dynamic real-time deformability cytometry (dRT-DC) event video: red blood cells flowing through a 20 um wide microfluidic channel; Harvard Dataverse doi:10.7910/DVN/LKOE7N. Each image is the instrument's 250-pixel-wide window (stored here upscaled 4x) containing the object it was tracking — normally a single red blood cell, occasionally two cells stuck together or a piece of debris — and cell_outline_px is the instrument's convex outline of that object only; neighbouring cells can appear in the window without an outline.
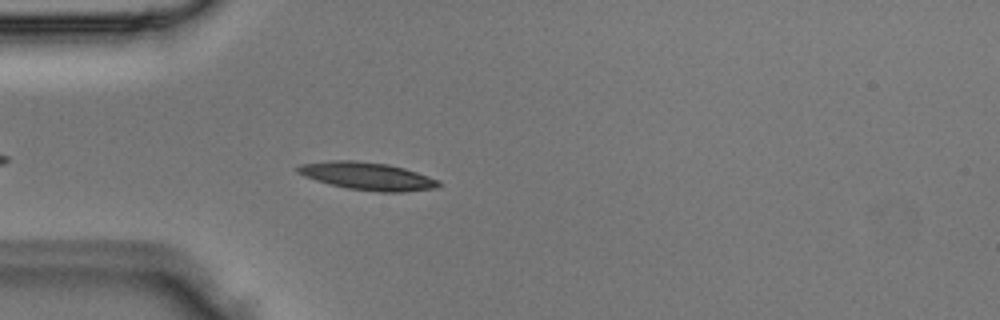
{"species": "Egyptian fruit bat (a non-hibernating species)", "species_latin": "Rousettus aegyptiacus", "temperature_condition": "room temperature", "stored_images_in_passage": 3, "camera_frame_rate_fps": 3000, "um_per_image_px": 0.085, "animal": {"sex": "male"}, "frame": {"image": 1, "passage_image": 3, "time_ms": 0.667, "image_size_px": [1000, 320], "cell_outline_px": [[440, 184], [436, 188], [404, 192], [380, 192], [348, 188], [328, 184], [304, 176], [296, 172], [296, 168], [300, 164], [328, 160], [356, 160], [388, 164], [404, 168], [440, 180]], "centroid_in_image_um": [31.21, 14.96], "position_along_channel_um": 53.8, "area_um2": 22.83}}